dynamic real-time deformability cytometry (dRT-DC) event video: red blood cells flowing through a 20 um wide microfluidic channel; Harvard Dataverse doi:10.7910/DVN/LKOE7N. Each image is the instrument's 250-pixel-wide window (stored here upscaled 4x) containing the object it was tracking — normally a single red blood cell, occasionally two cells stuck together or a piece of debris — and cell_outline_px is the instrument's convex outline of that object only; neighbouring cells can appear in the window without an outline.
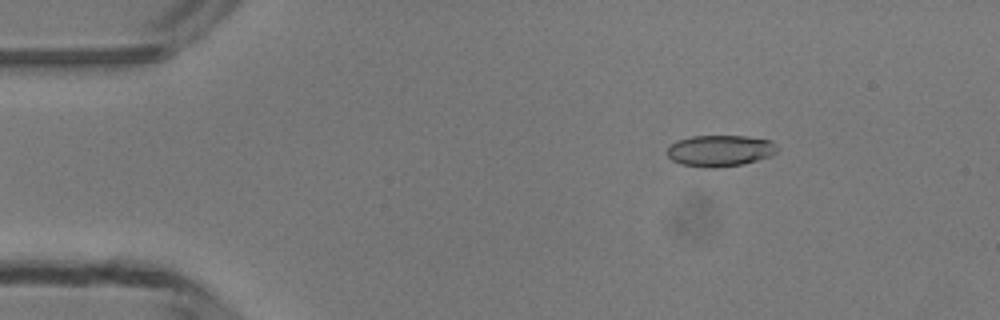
{"species": "common noctule bat (a hibernating species)", "species_latin": "Nyctalus noctula", "temperature_condition": "room temperature", "stored_images_in_passage": 4, "camera_frame_rate_fps": 3000, "um_per_image_px": 0.085, "animal": {"sex": "male", "body_mass_g": 13.3}, "frame": {"image": 1, "passage_image": 2, "time_ms": 2.0, "image_size_px": [1000, 320], "cell_outline_px": [[780, 148], [772, 156], [744, 164], [716, 168], [704, 168], [680, 164], [672, 160], [668, 156], [668, 144], [676, 140], [692, 136], [744, 136], [772, 140]], "centroid_in_image_um": [61.21, 12.81], "position_along_channel_um": 23.8, "area_um2": 20.52}}
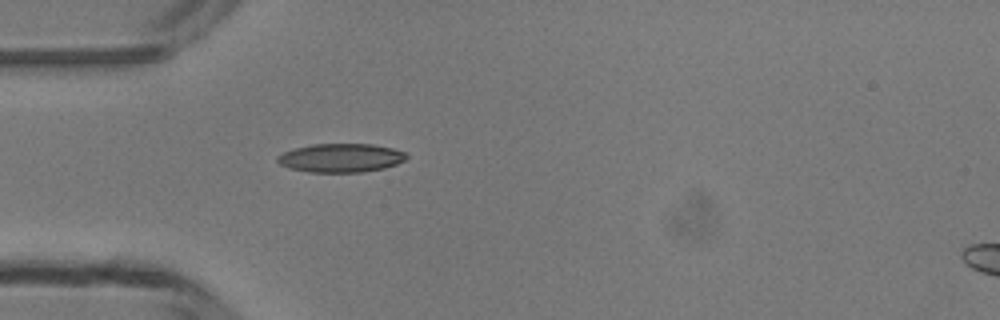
{"frame": {"image": 2, "passage_image": 4, "time_ms": 4.333, "image_size_px": [1000, 320], "cell_outline_px": [[408, 156], [404, 160], [396, 164], [384, 168], [364, 172], [308, 172], [288, 168], [280, 164], [276, 160], [276, 156], [284, 152], [296, 148], [312, 144], [372, 144], [392, 148], [408, 152]], "centroid_in_image_um": [28.98, 13.42], "position_along_channel_um": 56.0, "area_um2": 21.68}}